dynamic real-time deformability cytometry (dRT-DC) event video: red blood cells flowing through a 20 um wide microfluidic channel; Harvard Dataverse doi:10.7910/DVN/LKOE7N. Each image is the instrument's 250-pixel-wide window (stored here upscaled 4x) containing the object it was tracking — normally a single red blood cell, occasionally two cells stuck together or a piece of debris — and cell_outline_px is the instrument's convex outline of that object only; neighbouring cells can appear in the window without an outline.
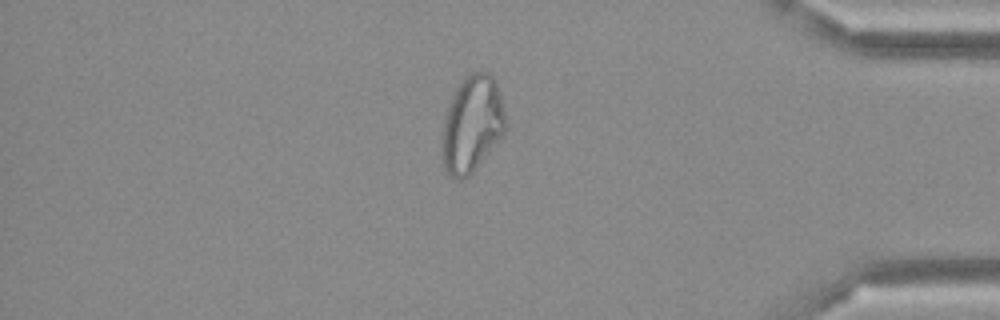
{"species": "Egyptian fruit bat (a non-hibernating species)", "species_latin": "Rousettus aegyptiacus", "temperature_condition": "cold", "stored_images_in_passage": 49, "camera_frame_rate_fps": 3000, "um_per_image_px": 0.085, "frame": {"image": 1, "passage_image": 42, "time_ms": 13.667, "image_size_px": [1000, 320], "cell_outline_px": [[508, 128], [504, 136], [472, 172], [464, 180], [456, 180], [448, 176], [444, 168], [440, 152], [440, 144], [444, 120], [452, 96], [460, 80], [472, 72], [492, 72], [496, 80], [508, 124]], "centroid_in_image_um": [40.13, 10.58], "position_along_channel_um": 395.1, "area_um2": 36.7}}